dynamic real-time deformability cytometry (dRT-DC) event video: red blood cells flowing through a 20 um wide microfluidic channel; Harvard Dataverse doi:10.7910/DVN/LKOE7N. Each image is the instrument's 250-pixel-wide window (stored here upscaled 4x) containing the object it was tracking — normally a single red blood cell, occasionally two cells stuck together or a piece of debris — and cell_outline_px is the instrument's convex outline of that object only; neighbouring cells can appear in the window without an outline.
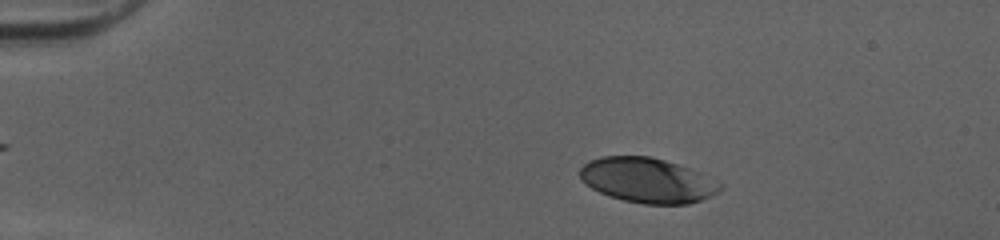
{"species": "human", "species_latin": "Homo sapiens", "temperature_condition": "cold", "stored_images_in_passage": 43, "camera_frame_rate_fps": 3000, "um_per_image_px": 0.085, "donor": {"sex": "female"}, "frame": {"image": 1, "passage_image": 9, "time_ms": 2.667, "image_size_px": [1000, 240], "cell_outline_px": [[724, 188], [712, 196], [688, 204], [644, 204], [624, 200], [608, 196], [592, 188], [580, 180], [580, 168], [588, 160], [600, 156], [648, 156], [664, 160], [692, 168], [724, 184]], "centroid_in_image_um": [55.05, 15.32], "position_along_channel_um": 29.9, "area_um2": 36.99}}
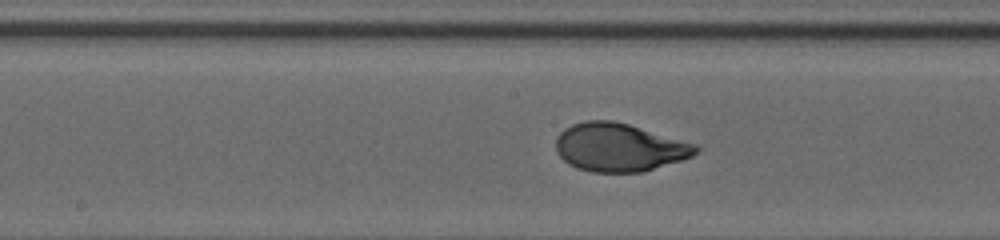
{"frame": {"image": 2, "passage_image": 27, "time_ms": 8.667, "image_size_px": [1000, 240], "cell_outline_px": [[700, 148], [692, 156], [644, 172], [592, 172], [576, 168], [568, 164], [556, 152], [556, 136], [564, 128], [572, 124], [584, 120], [612, 120], [628, 124], [696, 144]], "centroid_in_image_um": [52.59, 12.52], "position_along_channel_um": 195.6, "area_um2": 39.3}}
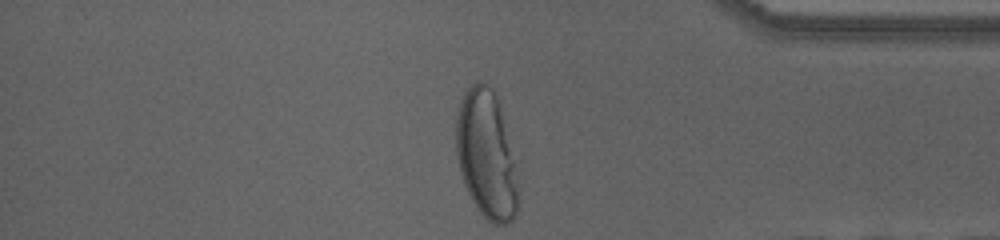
{"frame": {"image": 3, "passage_image": 43, "time_ms": 14.0, "image_size_px": [1000, 240], "cell_outline_px": [[520, 184], [516, 216], [508, 224], [496, 224], [488, 220], [476, 208], [464, 184], [460, 172], [456, 152], [456, 116], [460, 100], [464, 92], [476, 80], [480, 80], [488, 84], [496, 92]], "centroid_in_image_um": [41.34, 13.14], "position_along_channel_um": 393.9, "area_um2": 46.7}, "authors_computed_cell_mechanics": {"area_um2": 38.6104, "velocity_mm_per_s": 4.0332, "shape_relaxation_time_tau1_ms": 3.2982, "shape_relaxation_time_tau2_ms": null, "deformation_change_tau1": 0.2106, "deformation_change_tau2": null}}